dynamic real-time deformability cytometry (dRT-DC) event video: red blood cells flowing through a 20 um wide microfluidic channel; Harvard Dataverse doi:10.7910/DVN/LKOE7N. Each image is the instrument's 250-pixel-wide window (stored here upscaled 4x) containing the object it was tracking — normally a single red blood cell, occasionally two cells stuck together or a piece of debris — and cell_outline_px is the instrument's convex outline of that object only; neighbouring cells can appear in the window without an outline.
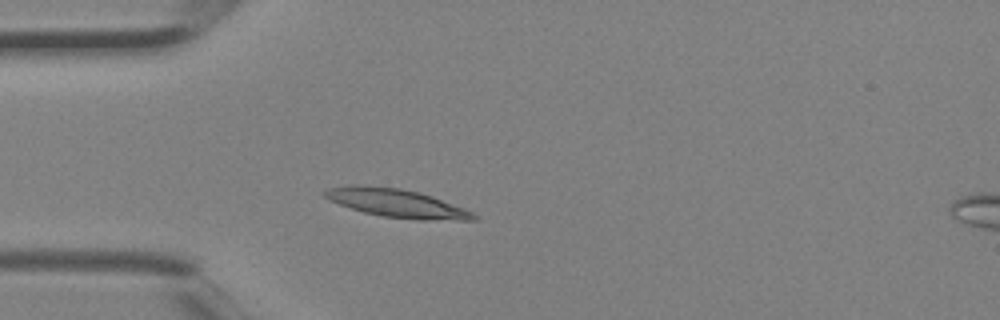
{"species": "Egyptian fruit bat (a non-hibernating species)", "species_latin": "Rousettus aegyptiacus", "temperature_condition": "room temperature", "stored_images_in_passage": 3, "camera_frame_rate_fps": 3000, "um_per_image_px": 0.085, "animal": {"sex": "female"}, "frame": {"image": 1, "passage_image": 3, "time_ms": 0.667, "image_size_px": [1000, 320], "cell_outline_px": [[476, 220], [416, 220], [384, 216], [364, 212], [340, 204], [324, 196], [320, 192], [328, 188], [348, 184], [364, 184], [400, 188], [420, 192], [432, 196], [464, 208], [472, 212], [476, 216]], "centroid_in_image_um": [33.69, 17.25], "position_along_channel_um": 51.3, "area_um2": 24.68}}